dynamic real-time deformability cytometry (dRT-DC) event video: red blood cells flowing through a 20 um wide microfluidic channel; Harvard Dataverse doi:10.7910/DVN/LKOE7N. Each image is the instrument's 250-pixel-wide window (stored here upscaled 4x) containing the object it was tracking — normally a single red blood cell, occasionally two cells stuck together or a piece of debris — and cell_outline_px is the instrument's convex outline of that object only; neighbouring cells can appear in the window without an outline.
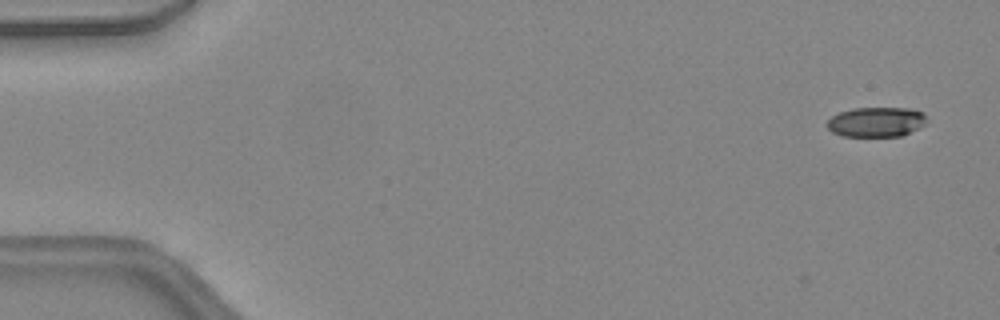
{"species": "common noctule bat (a hibernating species)", "species_latin": "Nyctalus noctula", "temperature_condition": "warm", "stored_images_in_passage": 4, "camera_frame_rate_fps": 3000, "um_per_image_px": 0.085, "animal": {"sex": "female", "body_mass_g": 24.6, "forearm_length_mm": 56.2}, "frame": {"image": 1, "passage_image": 2, "time_ms": 0.333, "image_size_px": [1000, 320], "cell_outline_px": [[924, 124], [900, 136], [844, 136], [832, 132], [828, 128], [828, 120], [832, 116], [840, 112], [852, 108], [912, 108], [924, 112]], "centroid_in_image_um": [74.45, 10.35], "position_along_channel_um": 10.5, "area_um2": 17.05}}